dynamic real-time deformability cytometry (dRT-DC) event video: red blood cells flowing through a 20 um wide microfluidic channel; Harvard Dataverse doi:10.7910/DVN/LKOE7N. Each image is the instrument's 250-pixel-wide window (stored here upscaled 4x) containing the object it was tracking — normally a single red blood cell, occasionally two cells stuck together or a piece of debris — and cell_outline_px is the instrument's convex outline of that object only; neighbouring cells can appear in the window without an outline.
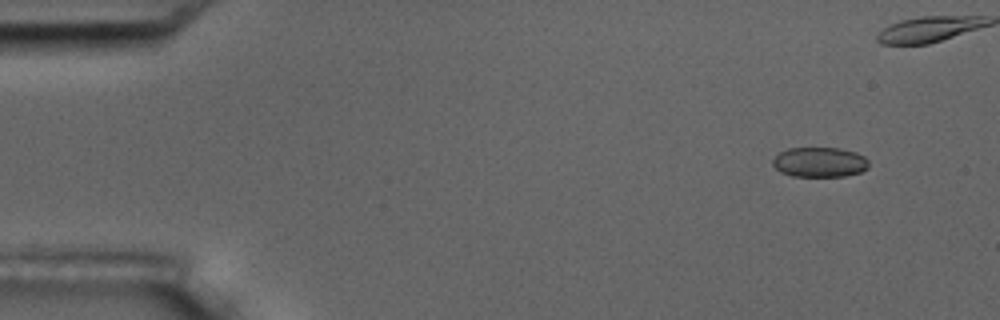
{"species": "common noctule bat (a hibernating species)", "species_latin": "Nyctalus noctula", "temperature_condition": "room temperature", "stored_images_in_passage": 14, "camera_frame_rate_fps": 3000, "um_per_image_px": 0.085, "animal": {"sex": "male", "body_mass_g": 17.5, "forearm_length_mm": 52.3}, "frame": {"image": 1, "passage_image": 1, "time_ms": 0.0, "image_size_px": [1000, 320], "cell_outline_px": [[868, 168], [860, 172], [844, 176], [792, 176], [780, 172], [772, 164], [772, 160], [780, 152], [788, 148], [840, 148], [856, 152], [864, 156], [868, 160]], "centroid_in_image_um": [69.67, 13.78], "position_along_channel_um": 15.3, "area_um2": 16.76}}
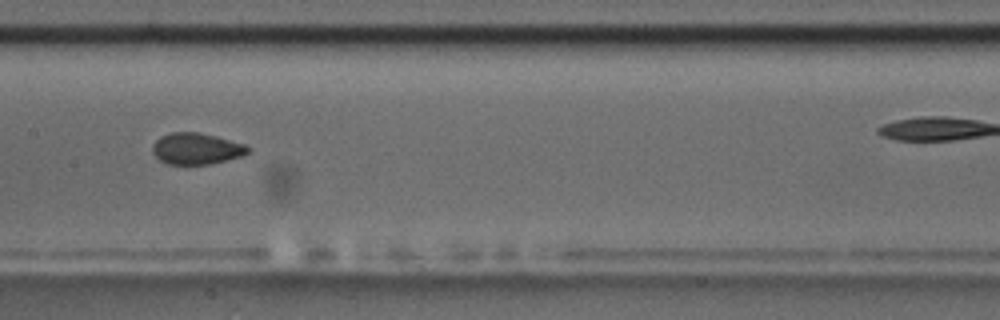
{"frame": {"image": 2, "passage_image": 8, "time_ms": 8.0, "image_size_px": [1000, 320], "cell_outline_px": [[252, 148], [248, 152], [240, 156], [208, 164], [168, 164], [160, 160], [152, 152], [152, 144], [160, 136], [172, 132], [196, 132], [216, 136], [244, 144]], "centroid_in_image_um": [16.66, 12.62], "position_along_channel_um": 190.7, "area_um2": 17.28}}
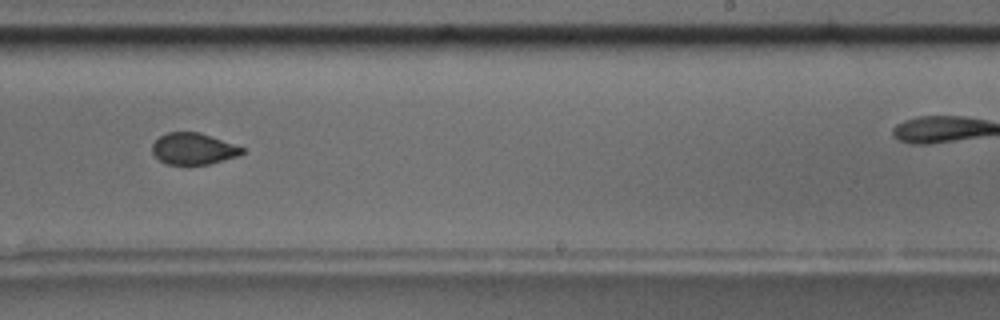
{"frame": {"image": 3, "passage_image": 10, "time_ms": 10.333, "image_size_px": [1000, 320], "cell_outline_px": [[244, 152], [240, 156], [208, 164], [168, 164], [160, 160], [152, 152], [152, 144], [160, 136], [168, 132], [200, 132], [244, 148]], "centroid_in_image_um": [16.45, 12.64], "position_along_channel_um": 272.6, "area_um2": 16.36}}